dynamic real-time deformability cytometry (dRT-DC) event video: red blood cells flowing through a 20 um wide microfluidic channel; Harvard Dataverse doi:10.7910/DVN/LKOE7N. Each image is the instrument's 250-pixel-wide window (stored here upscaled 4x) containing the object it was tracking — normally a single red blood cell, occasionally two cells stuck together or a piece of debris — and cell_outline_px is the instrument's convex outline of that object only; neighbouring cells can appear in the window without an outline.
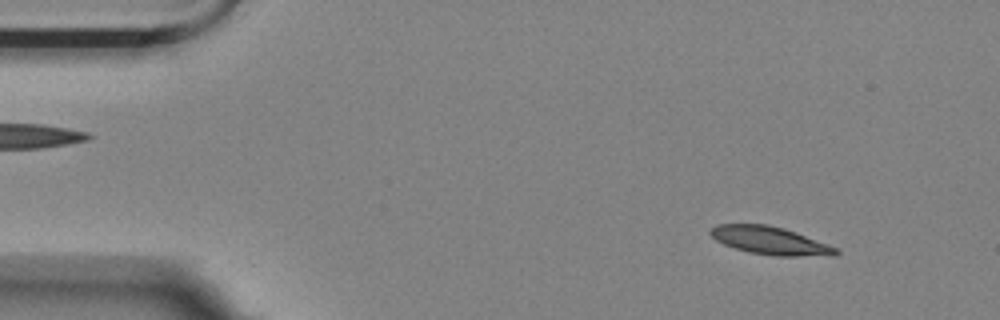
{"species": "Egyptian fruit bat (a non-hibernating species)", "species_latin": "Rousettus aegyptiacus", "temperature_condition": "room temperature", "stored_images_in_passage": 6, "camera_frame_rate_fps": 3000, "um_per_image_px": 0.085, "animal": {"sex": "female"}, "frame": {"image": 1, "passage_image": 1, "time_ms": 0.0, "image_size_px": [1000, 320], "cell_outline_px": [[840, 252], [836, 256], [776, 256], [748, 252], [724, 244], [716, 240], [708, 232], [716, 224], [768, 224], [784, 228], [796, 232], [840, 248]], "centroid_in_image_um": [65.53, 20.46], "position_along_channel_um": 19.5, "area_um2": 20.63}}
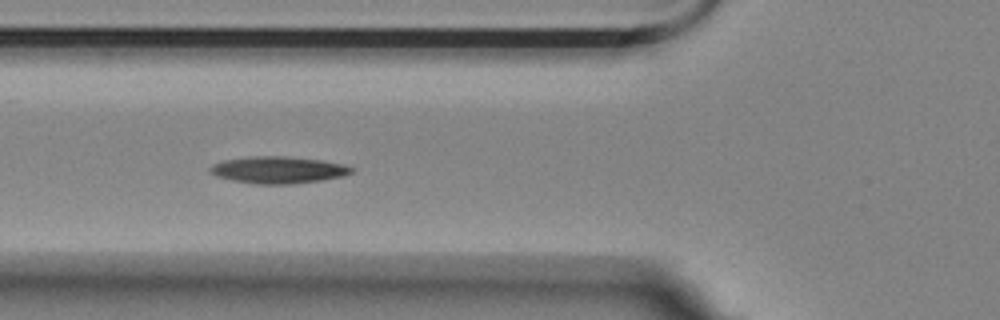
{"frame": {"image": 2, "passage_image": 5, "time_ms": 4.667, "image_size_px": [1000, 320], "cell_outline_px": [[356, 168], [352, 172], [344, 176], [320, 180], [292, 184], [256, 184], [232, 180], [216, 176], [208, 172], [208, 168], [212, 164], [224, 160], [248, 156], [284, 156], [320, 160], [344, 164]], "centroid_in_image_um": [23.62, 14.44], "position_along_channel_um": 102.2, "area_um2": 22.31}}
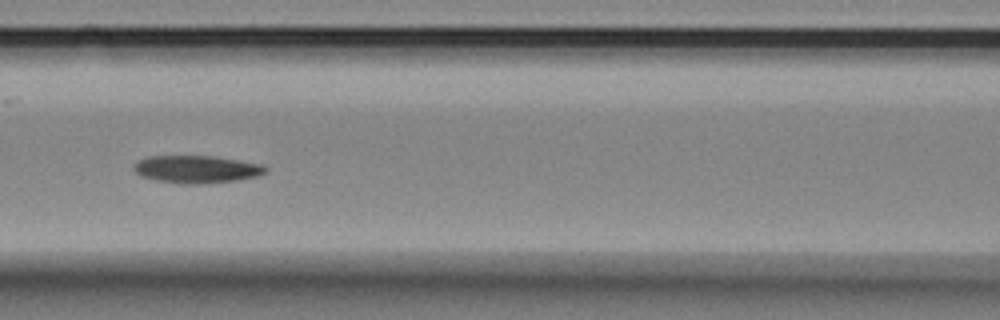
{"frame": {"image": 3, "passage_image": 6, "time_ms": 6.0, "image_size_px": [1000, 320], "cell_outline_px": [[268, 172], [256, 176], [236, 180], [196, 184], [184, 184], [156, 180], [140, 176], [132, 168], [132, 164], [148, 156], [216, 156], [264, 164], [268, 168]], "centroid_in_image_um": [16.72, 14.37], "position_along_channel_um": 149.9, "area_um2": 21.27}}